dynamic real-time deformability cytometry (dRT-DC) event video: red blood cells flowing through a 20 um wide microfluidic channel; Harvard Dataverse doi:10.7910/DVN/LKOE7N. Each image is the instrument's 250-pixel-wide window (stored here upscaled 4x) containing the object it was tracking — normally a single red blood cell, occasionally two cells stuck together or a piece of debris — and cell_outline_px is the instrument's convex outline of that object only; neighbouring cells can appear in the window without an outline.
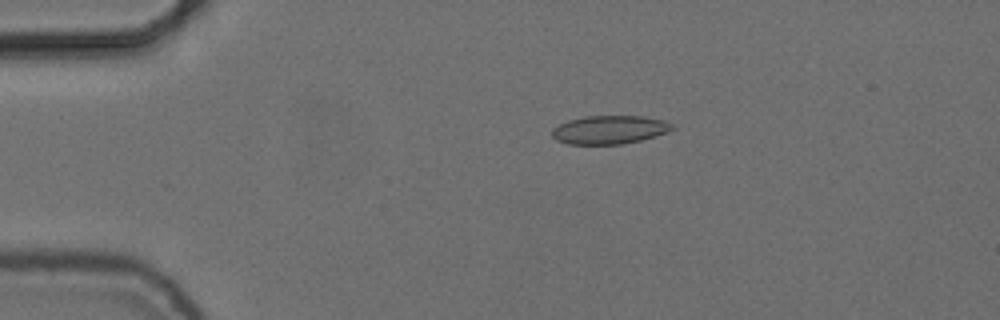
{"species": "common noctule bat (a hibernating species)", "species_latin": "Nyctalus noctula", "temperature_condition": "cold", "stored_images_in_passage": 52, "camera_frame_rate_fps": 3000, "um_per_image_px": 0.085, "animal": {"sex": "female", "body_mass_g": 24.6, "forearm_length_mm": 56.2}, "frame": {"image": 1, "passage_image": 8, "time_ms": 2.333, "image_size_px": [1000, 320], "cell_outline_px": [[676, 128], [668, 132], [640, 140], [624, 144], [568, 144], [556, 140], [552, 136], [552, 128], [568, 120], [584, 116], [644, 116], [664, 120], [672, 124]], "centroid_in_image_um": [51.81, 11.02], "position_along_channel_um": 33.2, "area_um2": 20.0}}
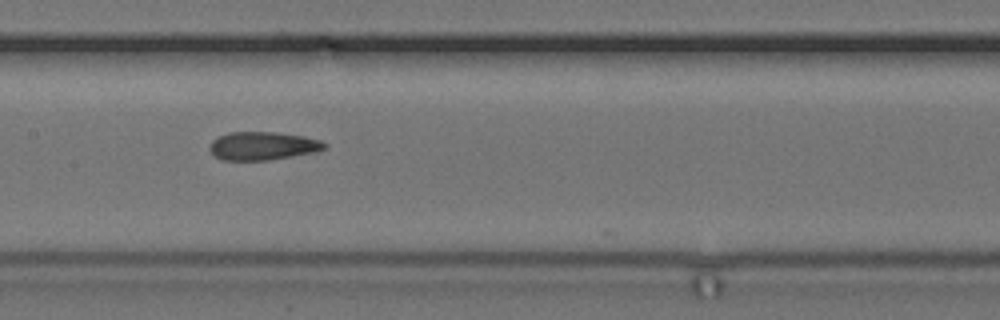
{"frame": {"image": 2, "passage_image": 24, "time_ms": 7.667, "image_size_px": [1000, 320], "cell_outline_px": [[328, 148], [312, 152], [268, 160], [220, 160], [208, 148], [208, 144], [212, 140], [220, 136], [232, 132], [276, 132], [304, 136], [320, 140], [328, 144]], "centroid_in_image_um": [22.33, 12.39], "position_along_channel_um": 185.1, "area_um2": 18.84}}
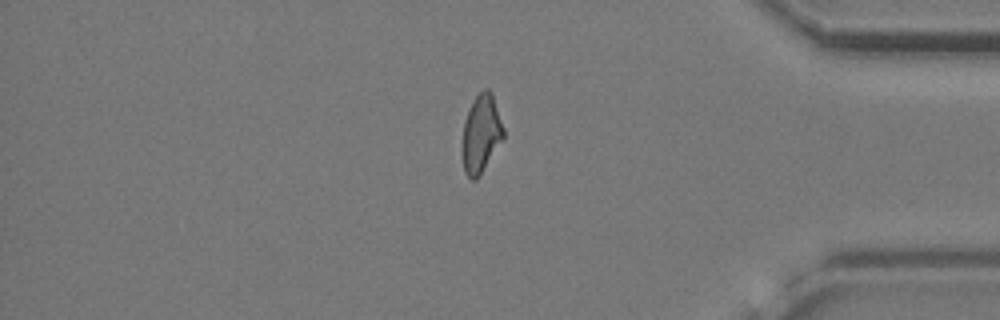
{"frame": {"image": 3, "passage_image": 43, "time_ms": 14.0, "image_size_px": [1000, 320], "cell_outline_px": [[504, 140], [476, 180], [472, 180], [464, 172], [460, 148], [464, 120], [468, 108], [472, 100], [484, 88], [488, 88], [492, 92], [504, 128]], "centroid_in_image_um": [40.87, 11.37], "position_along_channel_um": 394.3, "area_um2": 19.36}, "authors_computed_cell_mechanics": {"area_um2": 19.363, "velocity_mm_per_s": 3.7287, "shape_relaxation_time_tau1_ms": null, "shape_relaxation_time_tau2_ms": 2.4595, "deformation_change_tau1": null, "deformation_change_tau2": 0.0613}}